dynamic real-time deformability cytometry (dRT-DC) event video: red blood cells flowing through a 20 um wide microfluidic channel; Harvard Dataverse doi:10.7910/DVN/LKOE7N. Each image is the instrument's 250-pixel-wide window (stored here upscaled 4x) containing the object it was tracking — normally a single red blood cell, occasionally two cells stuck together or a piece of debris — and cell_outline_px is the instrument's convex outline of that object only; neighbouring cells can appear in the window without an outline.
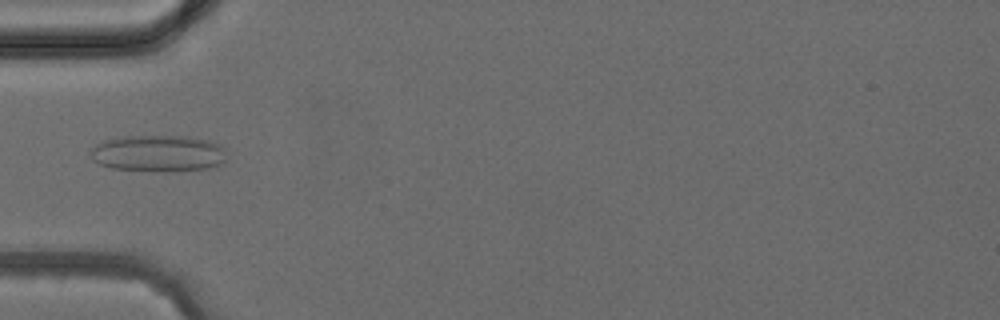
{"species": "common noctule bat (a hibernating species)", "species_latin": "Nyctalus noctula", "temperature_condition": "cold", "stored_images_in_passage": 4, "camera_frame_rate_fps": 3000, "um_per_image_px": 0.085, "animal": {"sex": "female", "body_mass_g": 24.6, "forearm_length_mm": 56.2}, "frame": {"image": 1, "passage_image": 4, "time_ms": 3.333, "image_size_px": [1000, 320], "cell_outline_px": [[228, 160], [224, 164], [208, 168], [176, 172], [164, 172], [112, 168], [100, 164], [92, 160], [88, 152], [96, 144], [104, 140], [124, 136], [188, 136], [208, 140], [220, 144], [224, 148]], "centroid_in_image_um": [13.49, 13.05], "position_along_channel_um": 71.5, "area_um2": 29.71}}